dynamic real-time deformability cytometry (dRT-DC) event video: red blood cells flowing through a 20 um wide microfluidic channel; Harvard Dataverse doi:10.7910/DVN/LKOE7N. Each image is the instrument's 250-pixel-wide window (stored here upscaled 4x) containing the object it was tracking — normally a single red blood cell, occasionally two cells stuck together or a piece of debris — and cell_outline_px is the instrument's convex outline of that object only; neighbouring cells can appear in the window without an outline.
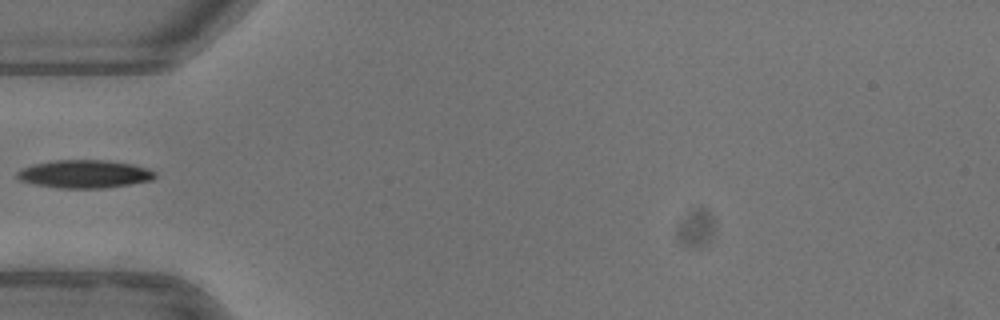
{"species": "common noctule bat (a hibernating species)", "species_latin": "Nyctalus noctula", "temperature_condition": "warm", "stored_images_in_passage": 13, "camera_frame_rate_fps": 3000, "um_per_image_px": 0.085, "animal": {"sex": "female"}, "frame": {"image": 1, "passage_image": 1, "time_ms": 0.0, "image_size_px": [1000, 320], "cell_outline_px": [[156, 176], [152, 180], [104, 188], [60, 188], [36, 184], [20, 180], [16, 176], [16, 172], [32, 164], [52, 160], [108, 160], [132, 164], [148, 168], [156, 172]], "centroid_in_image_um": [7.19, 14.78], "position_along_channel_um": 77.8, "area_um2": 22.48}}
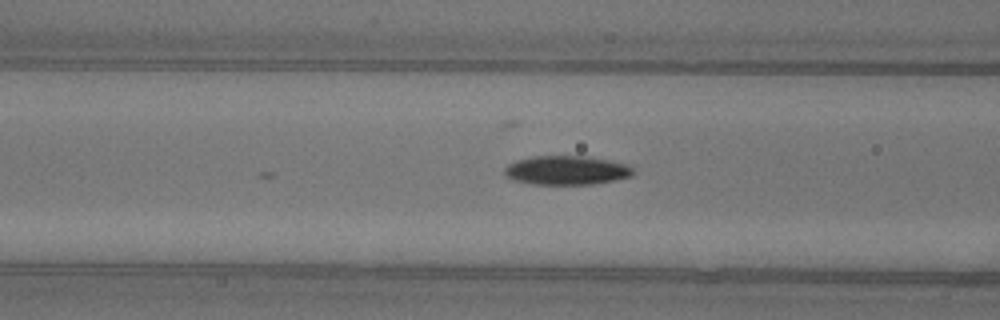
{"frame": {"image": 2, "passage_image": 4, "time_ms": 1.0, "image_size_px": [1000, 320], "cell_outline_px": [[632, 176], [616, 180], [592, 184], [532, 184], [516, 180], [504, 176], [504, 168], [508, 164], [516, 160], [532, 156], [588, 156], [628, 164], [632, 168]], "centroid_in_image_um": [48.14, 14.47], "position_along_channel_um": 118.5, "area_um2": 21.79}}